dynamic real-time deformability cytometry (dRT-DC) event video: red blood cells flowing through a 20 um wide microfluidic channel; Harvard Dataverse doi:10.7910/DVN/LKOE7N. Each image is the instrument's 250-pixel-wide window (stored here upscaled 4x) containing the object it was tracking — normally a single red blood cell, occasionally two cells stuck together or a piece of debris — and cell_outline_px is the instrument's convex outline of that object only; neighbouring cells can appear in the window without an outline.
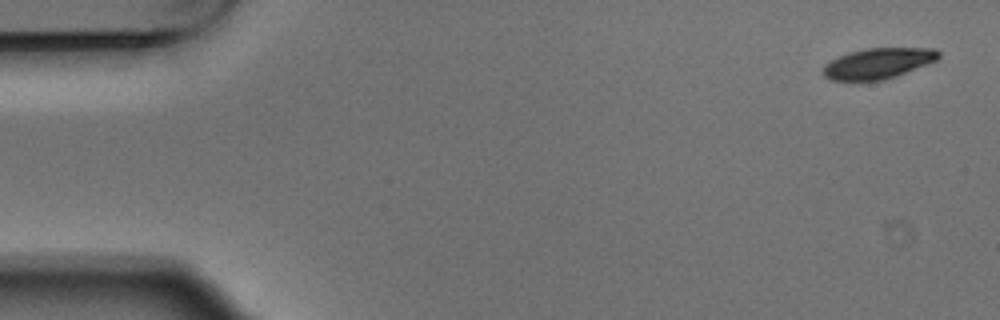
{"species": "Egyptian fruit bat (a non-hibernating species)", "species_latin": "Rousettus aegyptiacus", "temperature_condition": "warm", "stored_images_in_passage": 4, "camera_frame_rate_fps": 3000, "um_per_image_px": 0.085, "animal": {"sex": "male"}, "frame": {"image": 1, "passage_image": 1, "time_ms": 0.0, "image_size_px": [1000, 320], "cell_outline_px": [[940, 56], [936, 60], [896, 76], [884, 80], [832, 80], [824, 76], [824, 68], [832, 60], [848, 52], [868, 48], [936, 48], [940, 52]], "centroid_in_image_um": [74.68, 5.37], "position_along_channel_um": 10.3, "area_um2": 20.23}}